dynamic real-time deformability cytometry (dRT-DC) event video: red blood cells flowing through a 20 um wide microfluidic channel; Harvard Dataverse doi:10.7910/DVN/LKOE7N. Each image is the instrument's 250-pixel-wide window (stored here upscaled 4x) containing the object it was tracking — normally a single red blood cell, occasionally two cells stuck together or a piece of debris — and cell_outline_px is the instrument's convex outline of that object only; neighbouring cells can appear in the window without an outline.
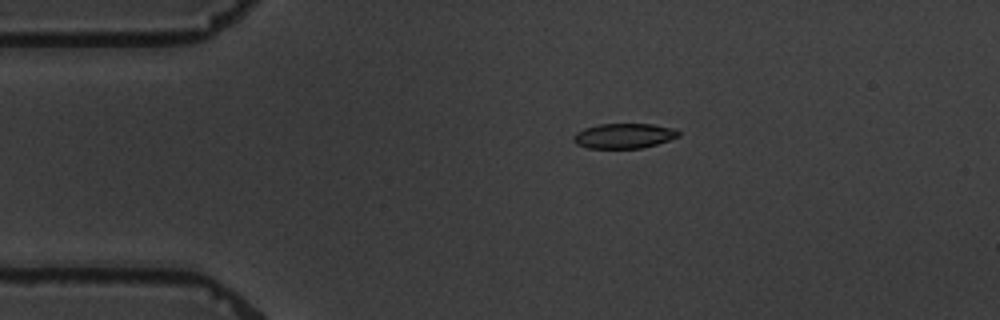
{"species": "common noctule bat (a hibernating species)", "species_latin": "Nyctalus noctula", "temperature_condition": "warm", "stored_images_in_passage": 9, "camera_frame_rate_fps": 3000, "um_per_image_px": 0.085, "animal": {"sex": "male", "body_mass_g": 19.5, "forearm_length_mm": 54.6}, "frame": {"image": 1, "passage_image": 4, "time_ms": 3.333, "image_size_px": [1000, 320], "cell_outline_px": [[680, 136], [656, 144], [640, 148], [588, 148], [576, 144], [572, 140], [572, 136], [576, 132], [584, 128], [600, 124], [652, 124], [672, 128], [680, 132]], "centroid_in_image_um": [52.99, 11.54], "position_along_channel_um": 32.0, "area_um2": 15.26}}
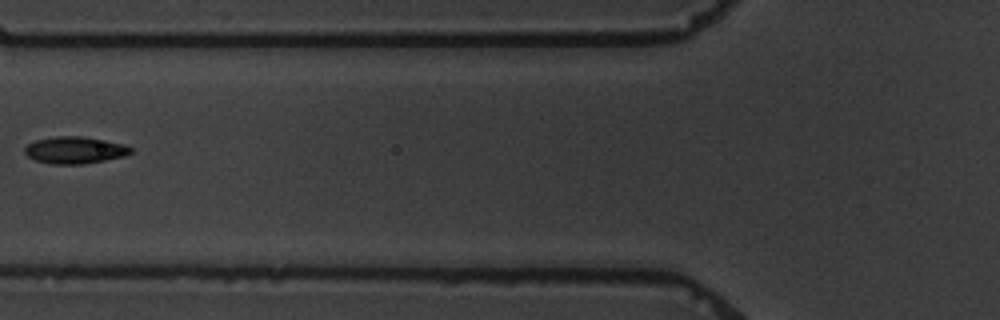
{"frame": {"image": 2, "passage_image": 7, "time_ms": 7.0, "image_size_px": [1000, 320], "cell_outline_px": [[132, 152], [124, 156], [104, 160], [80, 164], [52, 164], [36, 160], [28, 156], [24, 152], [24, 148], [28, 144], [36, 140], [56, 136], [84, 136], [124, 144], [132, 148]], "centroid_in_image_um": [6.36, 12.75], "position_along_channel_um": 119.4, "area_um2": 16.53}}
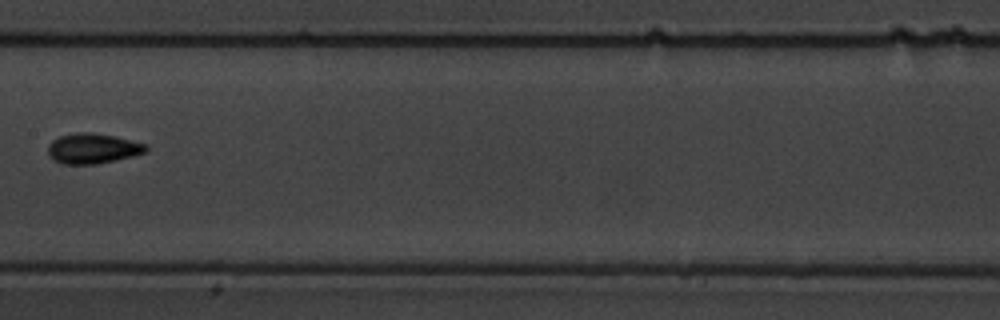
{"frame": {"image": 3, "passage_image": 9, "time_ms": 9.333, "image_size_px": [1000, 320], "cell_outline_px": [[148, 148], [144, 152], [132, 156], [96, 164], [64, 164], [48, 156], [48, 144], [52, 140], [60, 136], [76, 132], [92, 132], [116, 136], [148, 144]], "centroid_in_image_um": [7.88, 12.6], "position_along_channel_um": 199.5, "area_um2": 17.28}}